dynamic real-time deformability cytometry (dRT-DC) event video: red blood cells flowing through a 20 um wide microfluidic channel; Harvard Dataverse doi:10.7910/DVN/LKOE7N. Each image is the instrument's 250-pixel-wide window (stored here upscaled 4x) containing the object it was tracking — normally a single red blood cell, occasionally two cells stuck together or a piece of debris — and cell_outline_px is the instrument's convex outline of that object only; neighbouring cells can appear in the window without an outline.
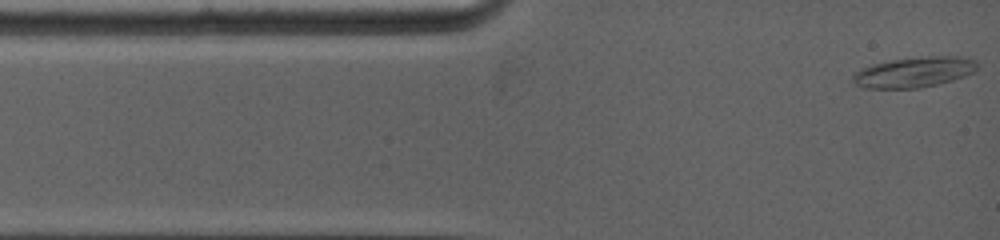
{"species": "common noctule bat (a hibernating species)", "species_latin": "Nyctalus noctula", "temperature_condition": "warm", "stored_images_in_passage": 46, "camera_frame_rate_fps": 5000, "um_per_image_px": 0.085, "animal": {"sex": "female", "body_mass_g": 19.0, "forearm_length_mm": 53.3}, "frame": {"image": 1, "passage_image": 1, "time_ms": 0.0, "image_size_px": [1000, 240], "cell_outline_px": [[976, 68], [972, 72], [964, 76], [952, 80], [920, 88], [864, 88], [852, 84], [852, 76], [860, 68], [872, 64], [892, 60], [928, 56], [960, 56], [976, 60]], "centroid_in_image_um": [77.64, 6.13], "position_along_channel_um": 7.4, "area_um2": 21.96}}
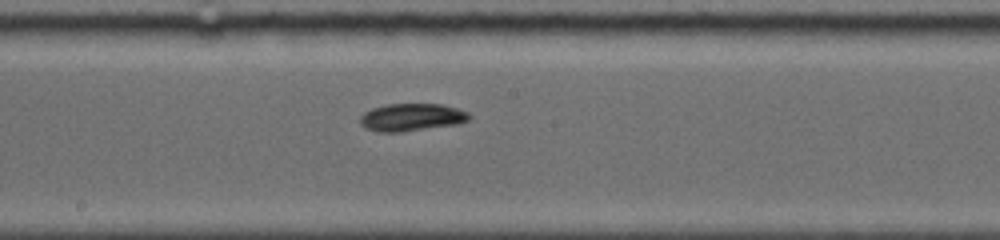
{"frame": {"image": 2, "passage_image": 21, "time_ms": 6.4, "image_size_px": [1000, 240], "cell_outline_px": [[472, 116], [468, 120], [460, 124], [400, 132], [376, 132], [364, 128], [360, 124], [360, 116], [364, 112], [372, 108], [388, 104], [444, 104], [468, 112]], "centroid_in_image_um": [34.98, 9.97], "position_along_channel_um": 213.2, "area_um2": 17.74}}
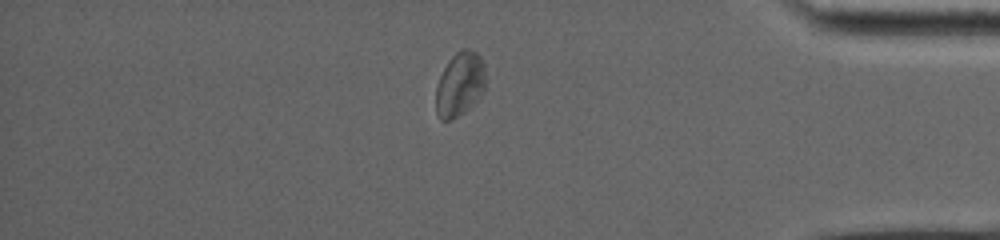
{"frame": {"image": 3, "passage_image": 40, "time_ms": 11.8, "image_size_px": [1000, 240], "cell_outline_px": [[484, 92], [464, 112], [452, 120], [440, 120], [436, 112], [436, 88], [440, 76], [448, 60], [456, 52], [464, 48], [468, 48], [476, 52], [480, 56], [484, 64]], "centroid_in_image_um": [39.07, 7.16], "position_along_channel_um": 396.1, "area_um2": 18.55}, "authors_computed_cell_mechanics": {"area_um2": 17.7446, "velocity_mm_per_s": 3.9517, "shape_relaxation_time_tau1_ms": 1.1165, "shape_relaxation_time_tau2_ms": null, "deformation_change_tau1": 0.1198, "deformation_change_tau2": null}}